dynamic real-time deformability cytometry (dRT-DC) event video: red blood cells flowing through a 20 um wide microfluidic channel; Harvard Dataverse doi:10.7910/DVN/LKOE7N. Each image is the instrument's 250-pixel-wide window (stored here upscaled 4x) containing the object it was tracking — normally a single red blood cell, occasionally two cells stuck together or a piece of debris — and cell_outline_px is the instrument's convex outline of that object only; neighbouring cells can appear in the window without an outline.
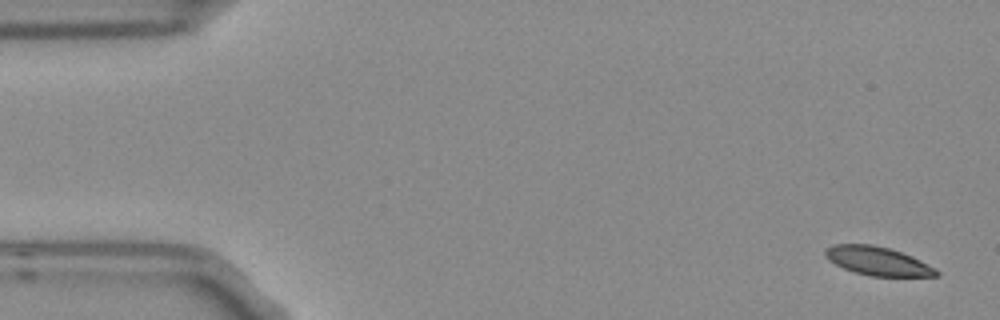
{"species": "Egyptian fruit bat (a non-hibernating species)", "species_latin": "Rousettus aegyptiacus", "temperature_condition": "room temperature", "stored_images_in_passage": 5, "camera_frame_rate_fps": 3000, "um_per_image_px": 0.085, "frame": {"image": 1, "passage_image": 1, "time_ms": 0.0, "image_size_px": [1000, 320], "cell_outline_px": [[940, 272], [936, 276], [872, 276], [856, 272], [844, 268], [828, 260], [824, 256], [824, 248], [832, 244], [872, 244], [888, 248], [912, 256], [936, 268]], "centroid_in_image_um": [74.57, 22.17], "position_along_channel_um": 10.4, "area_um2": 18.5}}
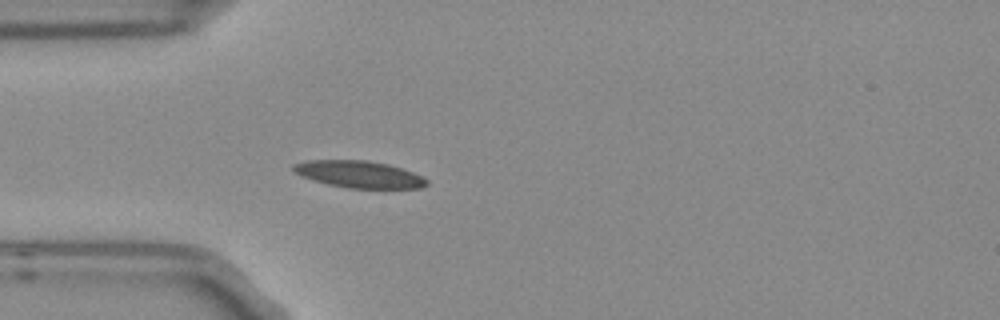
{"frame": {"image": 2, "passage_image": 5, "time_ms": 1.333, "image_size_px": [1000, 320], "cell_outline_px": [[428, 184], [420, 188], [348, 188], [328, 184], [312, 180], [300, 176], [292, 168], [292, 164], [304, 160], [368, 160], [388, 164], [412, 172], [428, 180]], "centroid_in_image_um": [30.48, 14.81], "position_along_channel_um": 54.5, "area_um2": 20.92}}